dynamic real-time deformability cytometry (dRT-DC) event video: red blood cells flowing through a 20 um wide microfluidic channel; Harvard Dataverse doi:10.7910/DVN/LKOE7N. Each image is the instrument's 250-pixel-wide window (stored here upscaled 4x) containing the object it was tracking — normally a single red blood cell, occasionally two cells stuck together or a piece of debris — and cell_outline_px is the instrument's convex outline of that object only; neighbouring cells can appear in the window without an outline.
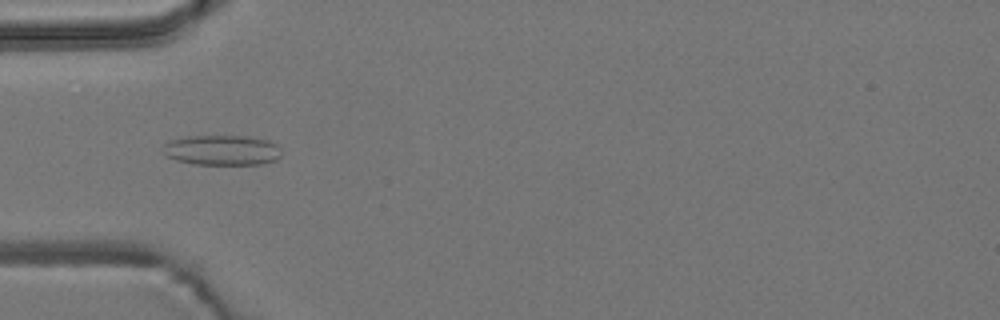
{"species": "common noctule bat (a hibernating species)", "species_latin": "Nyctalus noctula", "temperature_condition": "room temperature", "stored_images_in_passage": 7, "camera_frame_rate_fps": 3000, "um_per_image_px": 0.085, "animal": {"sex": "male", "body_mass_g": 19.2, "forearm_length_mm": 51.8}, "frame": {"image": 1, "passage_image": 4, "time_ms": 4.333, "image_size_px": [1000, 320], "cell_outline_px": [[280, 156], [276, 160], [260, 164], [192, 164], [176, 160], [164, 156], [164, 144], [168, 140], [188, 136], [244, 136], [268, 140], [276, 144], [280, 148]], "centroid_in_image_um": [18.84, 12.76], "position_along_channel_um": 66.2, "area_um2": 20.87}}
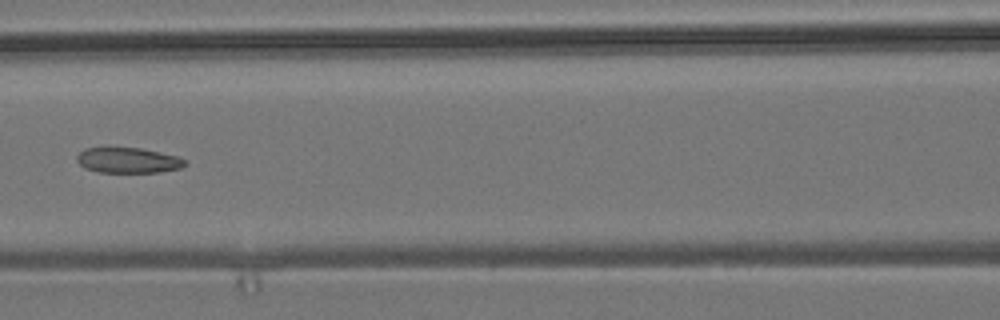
{"frame": {"image": 2, "passage_image": 6, "time_ms": 6.667, "image_size_px": [1000, 320], "cell_outline_px": [[188, 164], [180, 168], [160, 172], [100, 172], [84, 168], [76, 160], [76, 156], [84, 148], [140, 148], [160, 152], [176, 156], [184, 160]], "centroid_in_image_um": [10.87, 13.63], "position_along_channel_um": 155.7, "area_um2": 15.9}}
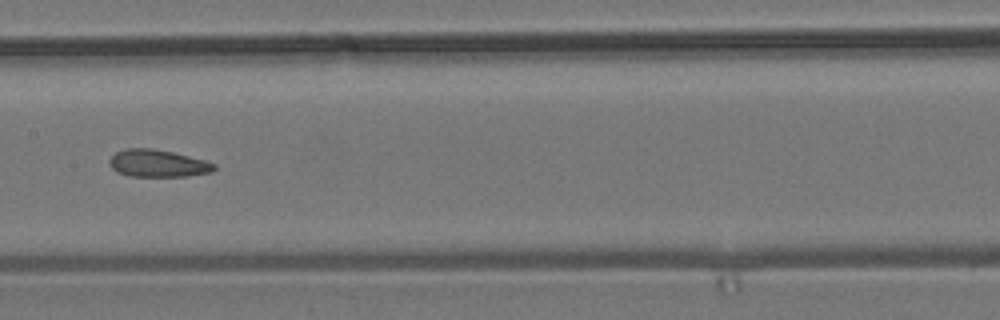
{"frame": {"image": 3, "passage_image": 7, "time_ms": 7.667, "image_size_px": [1000, 320], "cell_outline_px": [[216, 168], [212, 172], [188, 176], [128, 176], [116, 172], [108, 164], [108, 160], [116, 152], [128, 148], [152, 148], [172, 152], [204, 160], [216, 164]], "centroid_in_image_um": [13.39, 13.89], "position_along_channel_um": 194.0, "area_um2": 16.7}}